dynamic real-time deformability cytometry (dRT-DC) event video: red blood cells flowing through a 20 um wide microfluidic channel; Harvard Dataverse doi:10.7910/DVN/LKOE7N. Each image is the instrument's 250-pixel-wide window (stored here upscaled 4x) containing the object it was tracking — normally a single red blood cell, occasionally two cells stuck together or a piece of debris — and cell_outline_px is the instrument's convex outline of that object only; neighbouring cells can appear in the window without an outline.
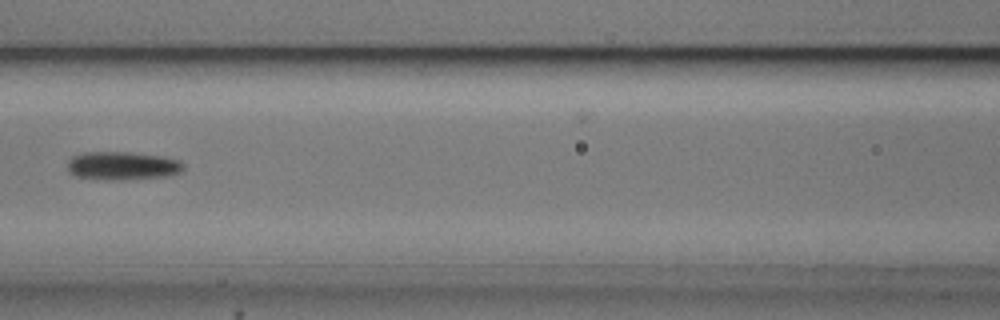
{"species": "common noctule bat (a hibernating species)", "species_latin": "Nyctalus noctula", "temperature_condition": "cold", "stored_images_in_passage": 6, "camera_frame_rate_fps": 3000, "um_per_image_px": 0.085, "animal": {"sex": "male", "body_mass_g": 20.5, "forearm_length_mm": 52.5}, "frame": {"image": 1, "passage_image": 6, "time_ms": 6.0, "image_size_px": [1000, 320], "cell_outline_px": [[184, 168], [180, 172], [168, 176], [124, 180], [76, 176], [68, 172], [68, 160], [72, 156], [80, 152], [132, 152], [164, 156], [180, 160], [184, 164]], "centroid_in_image_um": [10.44, 14.07], "position_along_channel_um": 156.2, "area_um2": 19.25}}